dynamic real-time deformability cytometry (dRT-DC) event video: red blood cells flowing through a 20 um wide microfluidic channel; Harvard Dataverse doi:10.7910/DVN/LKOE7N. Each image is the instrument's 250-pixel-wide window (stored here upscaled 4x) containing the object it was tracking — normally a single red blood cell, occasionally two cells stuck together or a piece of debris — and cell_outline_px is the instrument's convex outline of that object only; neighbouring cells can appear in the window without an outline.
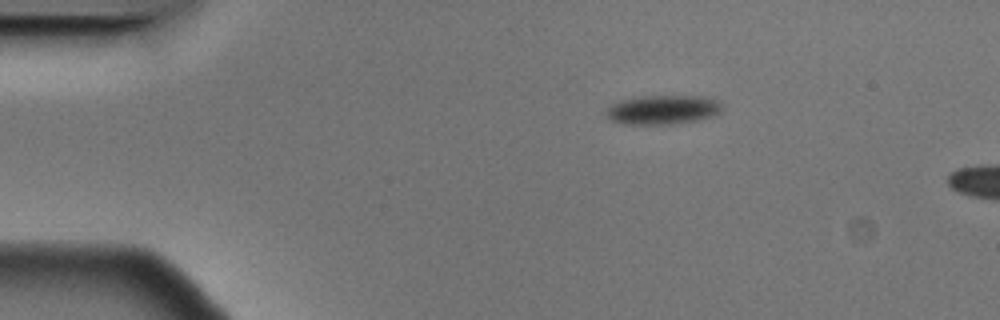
{"species": "Egyptian fruit bat (a non-hibernating species)", "species_latin": "Rousettus aegyptiacus", "temperature_condition": "cold", "stored_images_in_passage": 5, "camera_frame_rate_fps": 3000, "um_per_image_px": 0.085, "animal": {"sex": "male"}, "frame": {"image": 1, "passage_image": 1, "time_ms": 0.0, "image_size_px": [1000, 320], "cell_outline_px": [[724, 108], [720, 112], [712, 116], [696, 120], [676, 124], [624, 124], [608, 120], [608, 108], [612, 104], [620, 100], [644, 96], [704, 96], [720, 100], [724, 104]], "centroid_in_image_um": [56.41, 9.32], "position_along_channel_um": 28.6, "area_um2": 19.88}}